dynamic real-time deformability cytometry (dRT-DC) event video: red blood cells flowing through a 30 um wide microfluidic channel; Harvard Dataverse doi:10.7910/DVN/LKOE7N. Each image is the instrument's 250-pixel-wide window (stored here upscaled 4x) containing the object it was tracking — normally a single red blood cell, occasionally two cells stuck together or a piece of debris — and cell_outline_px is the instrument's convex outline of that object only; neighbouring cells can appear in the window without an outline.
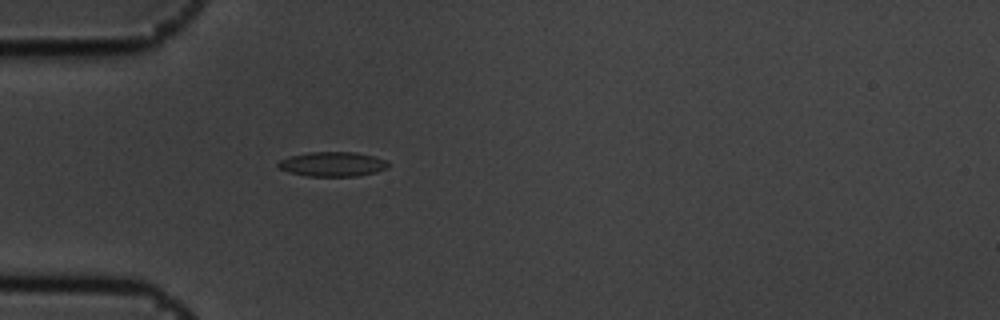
{"species": "common noctule bat (a hibernating species)", "species_latin": "Nyctalus noctula", "temperature_condition": "cold", "stored_images_in_passage": 2, "camera_frame_rate_fps": 3000, "um_per_image_px": 0.085, "animal": {"sex": "male", "body_mass_g": 19.5, "forearm_length_mm": 54.6}, "frame": {"image": 1, "passage_image": 2, "time_ms": 0.333, "image_size_px": [1000, 320], "cell_outline_px": [[388, 168], [376, 172], [356, 176], [304, 176], [288, 172], [280, 168], [276, 164], [280, 160], [288, 156], [308, 152], [356, 152], [388, 160]], "centroid_in_image_um": [28.25, 13.95], "position_along_channel_um": 56.8, "area_um2": 15.9}}